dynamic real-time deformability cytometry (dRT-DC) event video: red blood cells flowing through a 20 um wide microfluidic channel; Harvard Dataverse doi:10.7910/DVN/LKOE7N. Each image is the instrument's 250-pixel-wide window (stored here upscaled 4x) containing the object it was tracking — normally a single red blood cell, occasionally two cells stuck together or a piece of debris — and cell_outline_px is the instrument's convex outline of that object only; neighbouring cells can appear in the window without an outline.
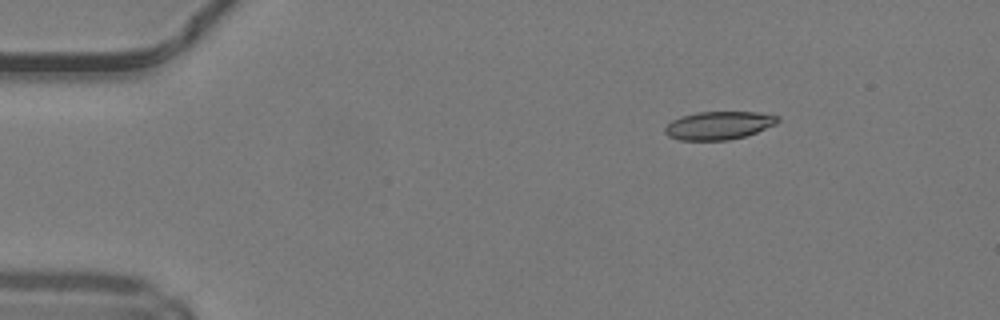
{"species": "common noctule bat (a hibernating species)", "species_latin": "Nyctalus noctula", "temperature_condition": "warm", "stored_images_in_passage": 43, "camera_frame_rate_fps": 3000, "um_per_image_px": 0.085, "animal": {"sex": "male", "body_mass_g": 19.2, "forearm_length_mm": 51.8}, "frame": {"image": 1, "passage_image": 1, "time_ms": 0.0, "image_size_px": [1000, 320], "cell_outline_px": [[780, 120], [776, 124], [756, 132], [744, 136], [728, 140], [680, 140], [668, 136], [664, 132], [664, 128], [672, 120], [680, 116], [696, 112], [756, 112], [780, 116]], "centroid_in_image_um": [61.08, 10.65], "position_along_channel_um": 23.9, "area_um2": 18.5}}
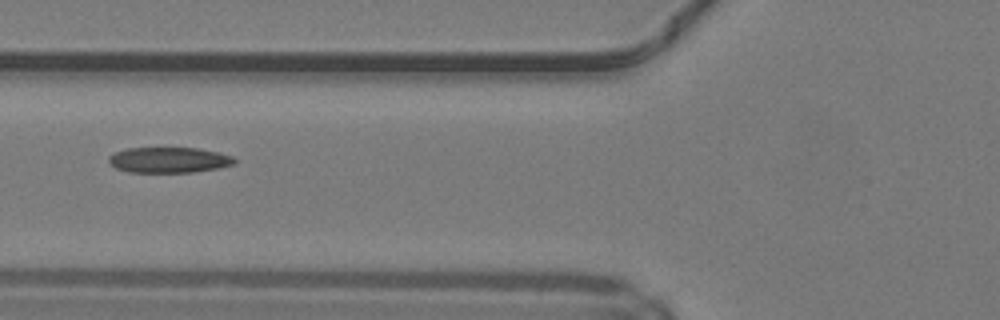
{"frame": {"image": 2, "passage_image": 13, "time_ms": 4.0, "image_size_px": [1000, 320], "cell_outline_px": [[236, 164], [216, 168], [192, 172], [128, 172], [116, 168], [108, 160], [108, 156], [116, 152], [128, 148], [196, 148], [220, 152], [232, 156], [236, 160]], "centroid_in_image_um": [14.38, 13.59], "position_along_channel_um": 111.4, "area_um2": 18.67}}
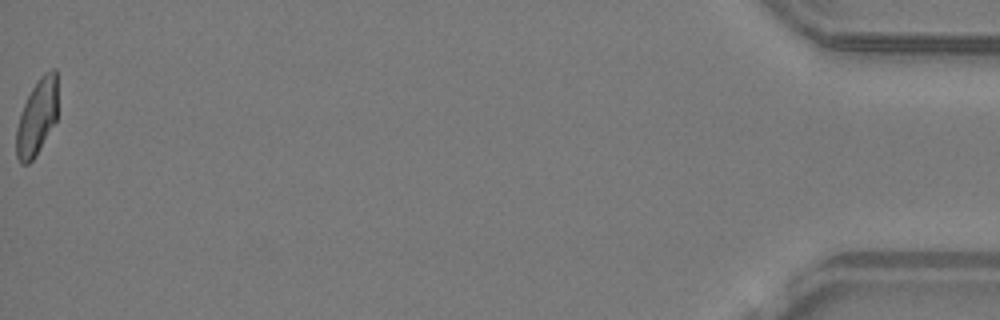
{"frame": {"image": 3, "passage_image": 43, "time_ms": 14.0, "image_size_px": [1000, 320], "cell_outline_px": [[56, 120], [36, 156], [28, 164], [20, 164], [16, 156], [16, 128], [20, 112], [32, 88], [40, 76], [44, 72], [52, 68], [56, 68]], "centroid_in_image_um": [3.11, 9.98], "position_along_channel_um": 432.1, "area_um2": 18.26}, "authors_computed_cell_mechanics": {"area_um2": 19.5364, "velocity_mm_per_s": 4.2179, "shape_relaxation_time_tau1_ms": 9.2696, "shape_relaxation_time_tau2_ms": 2.1414, "deformation_change_tau1": 0.2494, "deformation_change_tau2": 0.0853}}